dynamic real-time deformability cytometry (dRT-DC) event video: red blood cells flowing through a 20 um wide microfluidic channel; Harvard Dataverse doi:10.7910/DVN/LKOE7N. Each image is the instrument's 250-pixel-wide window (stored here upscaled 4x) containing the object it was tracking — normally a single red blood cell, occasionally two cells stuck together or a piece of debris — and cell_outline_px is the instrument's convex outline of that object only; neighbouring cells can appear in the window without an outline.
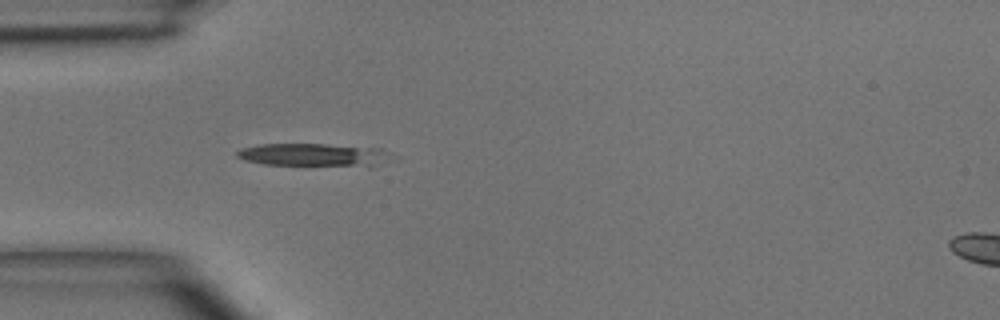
{"species": "common noctule bat (a hibernating species)", "species_latin": "Nyctalus noctula", "temperature_condition": "room temperature", "stored_images_in_passage": 1, "camera_frame_rate_fps": 3000, "um_per_image_px": 0.085, "animal": {"sex": "male", "body_mass_g": 15.6}, "frame": {"image": 1, "passage_image": 1, "time_ms": 0.0, "image_size_px": [1000, 320], "cell_outline_px": [[384, 152], [372, 168], [368, 168], [264, 164], [248, 160], [236, 156], [236, 152], [240, 148], [260, 144], [324, 144], [380, 148]], "centroid_in_image_um": [26.53, 13.19], "position_along_channel_um": 58.5, "area_um2": 20.46}}